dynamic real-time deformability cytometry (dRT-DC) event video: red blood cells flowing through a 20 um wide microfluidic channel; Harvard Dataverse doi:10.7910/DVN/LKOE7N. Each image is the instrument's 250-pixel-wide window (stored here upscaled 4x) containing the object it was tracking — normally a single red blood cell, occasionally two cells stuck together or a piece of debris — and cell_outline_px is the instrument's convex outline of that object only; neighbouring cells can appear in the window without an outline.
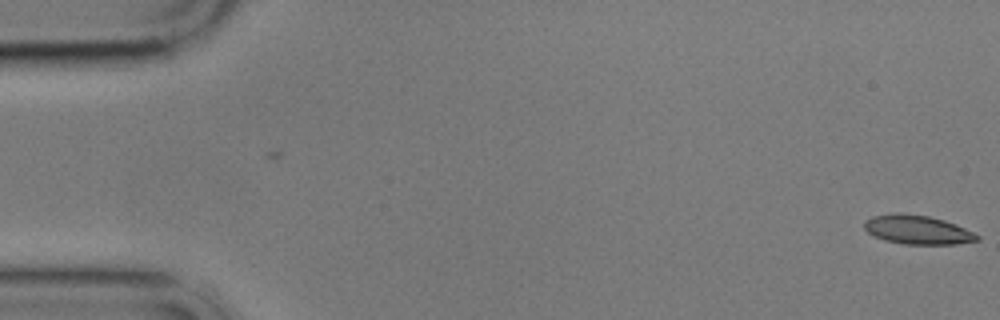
{"species": "common noctule bat (a hibernating species)", "species_latin": "Nyctalus noctula", "temperature_condition": "cold", "stored_images_in_passage": 2, "camera_frame_rate_fps": 3000, "um_per_image_px": 0.085, "animal": {"sex": "male", "body_mass_g": 17.9}, "frame": {"image": 1, "passage_image": 2, "time_ms": 1.333, "image_size_px": [1000, 320], "cell_outline_px": [[980, 240], [956, 244], [904, 244], [884, 240], [872, 236], [864, 228], [864, 220], [872, 216], [896, 212], [900, 212], [928, 216], [944, 220], [956, 224], [980, 236]], "centroid_in_image_um": [77.95, 19.52], "position_along_channel_um": 7.1, "area_um2": 19.19}}